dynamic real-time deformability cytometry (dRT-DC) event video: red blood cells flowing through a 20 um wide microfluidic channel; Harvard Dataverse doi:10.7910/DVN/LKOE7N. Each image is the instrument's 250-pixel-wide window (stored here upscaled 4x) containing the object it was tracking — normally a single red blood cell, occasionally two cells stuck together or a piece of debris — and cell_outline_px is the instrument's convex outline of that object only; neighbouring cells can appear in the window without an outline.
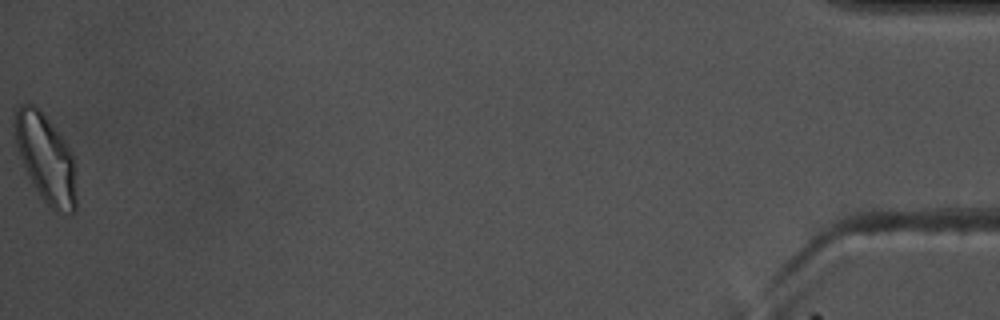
{"species": "common noctule bat (a hibernating species)", "species_latin": "Nyctalus noctula", "temperature_condition": "warm", "stored_images_in_passage": 42, "camera_frame_rate_fps": 3000, "um_per_image_px": 0.085, "animal": {"sex": "male", "body_mass_g": 17.5, "forearm_length_mm": 52.3}, "frame": {"image": 1, "passage_image": 42, "time_ms": 13.667, "image_size_px": [1000, 320], "cell_outline_px": [[76, 208], [72, 212], [52, 208], [40, 196], [16, 148], [12, 124], [12, 112], [20, 104], [32, 104], [44, 116], [64, 140], [72, 152], [76, 164]], "centroid_in_image_um": [3.87, 13.4], "position_along_channel_um": 431.3, "area_um2": 31.39}, "authors_computed_cell_mechanics": {"area_um2": 21.5305, "velocity_mm_per_s": 3.6091, "shape_relaxation_time_tau1_ms": 3.8252, "shape_relaxation_time_tau2_ms": 2.1361, "deformation_change_tau1": 0.1623, "deformation_change_tau2": 0.0895}}